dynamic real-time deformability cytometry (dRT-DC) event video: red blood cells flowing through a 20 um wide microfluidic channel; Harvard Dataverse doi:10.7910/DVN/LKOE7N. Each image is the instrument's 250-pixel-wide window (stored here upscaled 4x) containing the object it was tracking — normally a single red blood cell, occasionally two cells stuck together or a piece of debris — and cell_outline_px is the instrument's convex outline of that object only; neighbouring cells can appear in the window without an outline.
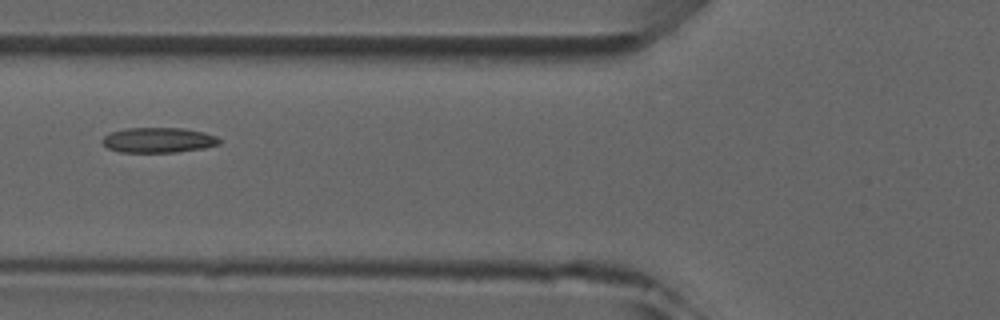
{"species": "common noctule bat (a hibernating species)", "species_latin": "Nyctalus noctula", "temperature_condition": "room temperature", "stored_images_in_passage": 4, "camera_frame_rate_fps": 3000, "um_per_image_px": 0.085, "animal": {"sex": "male", "forearm_length_mm": 52.5}, "frame": {"image": 1, "passage_image": 4, "time_ms": 3.333, "image_size_px": [1000, 320], "cell_outline_px": [[220, 144], [204, 148], [176, 152], [120, 152], [108, 148], [100, 140], [104, 136], [112, 132], [124, 128], [184, 128], [204, 132], [216, 136], [220, 140]], "centroid_in_image_um": [13.46, 11.9], "position_along_channel_um": 112.3, "area_um2": 17.17}}